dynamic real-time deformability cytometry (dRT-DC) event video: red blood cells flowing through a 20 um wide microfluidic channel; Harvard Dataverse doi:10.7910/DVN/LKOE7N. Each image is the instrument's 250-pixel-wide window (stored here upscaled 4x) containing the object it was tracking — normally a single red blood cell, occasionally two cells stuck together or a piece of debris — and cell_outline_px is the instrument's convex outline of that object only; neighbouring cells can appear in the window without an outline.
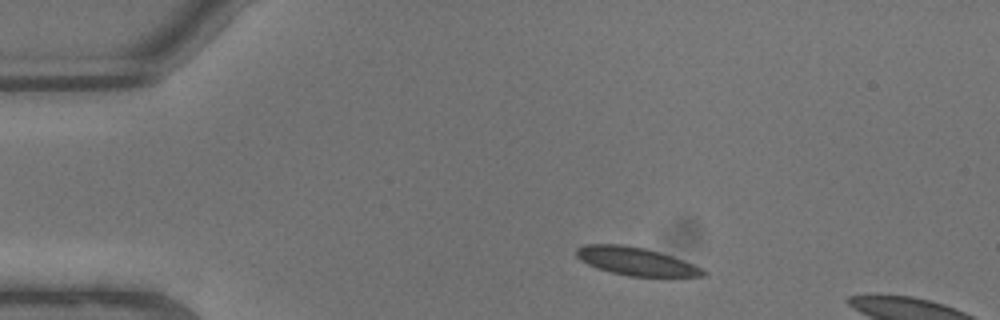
{"species": "common noctule bat (a hibernating species)", "species_latin": "Nyctalus noctula", "temperature_condition": "warm", "stored_images_in_passage": 6, "camera_frame_rate_fps": 3000, "um_per_image_px": 0.085, "animal": {"sex": "male", "body_mass_g": 13.3}, "frame": {"image": 1, "passage_image": 3, "time_ms": 0.667, "image_size_px": [1000, 320], "cell_outline_px": [[708, 276], [628, 276], [596, 268], [580, 260], [576, 256], [576, 248], [584, 244], [620, 244], [644, 248], [660, 252], [684, 260], [704, 268], [708, 272]], "centroid_in_image_um": [54.07, 22.21], "position_along_channel_um": 30.9, "area_um2": 20.81}}